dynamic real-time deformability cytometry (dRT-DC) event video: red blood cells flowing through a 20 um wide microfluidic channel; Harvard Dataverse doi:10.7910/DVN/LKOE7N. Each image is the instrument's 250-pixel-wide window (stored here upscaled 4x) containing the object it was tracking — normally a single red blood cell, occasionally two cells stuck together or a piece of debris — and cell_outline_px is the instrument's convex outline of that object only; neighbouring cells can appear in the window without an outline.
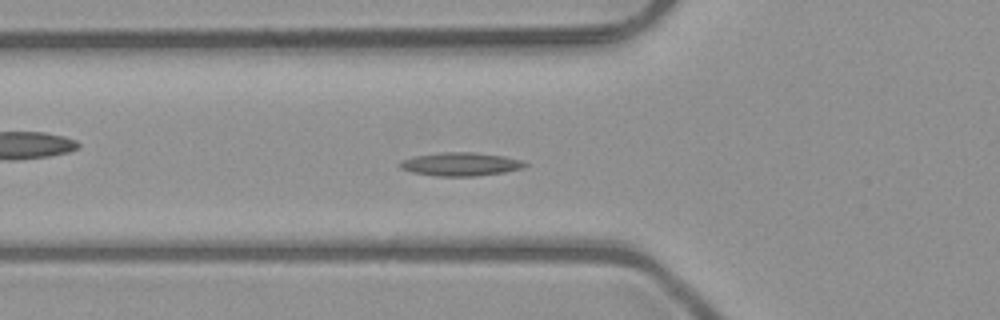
{"species": "common noctule bat (a hibernating species)", "species_latin": "Nyctalus noctula", "temperature_condition": "room temperature", "stored_images_in_passage": 53, "camera_frame_rate_fps": 3000, "um_per_image_px": 0.085, "animal": {"sex": "male", "body_mass_g": 23.1, "forearm_length_mm": 52.7}, "frame": {"image": 1, "passage_image": 19, "time_ms": 6.0, "image_size_px": [1000, 320], "cell_outline_px": [[528, 164], [524, 168], [504, 172], [476, 176], [436, 176], [412, 172], [400, 168], [400, 160], [412, 156], [440, 152], [476, 152], [504, 156], [524, 160]], "centroid_in_image_um": [39.17, 13.94], "position_along_channel_um": 86.6, "area_um2": 17.28}}
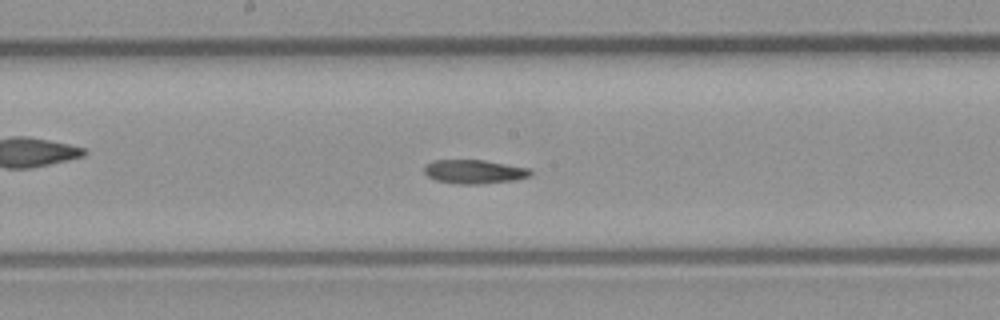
{"frame": {"image": 2, "passage_image": 28, "time_ms": 9.0, "image_size_px": [1000, 320], "cell_outline_px": [[532, 176], [516, 180], [480, 184], [456, 184], [436, 180], [428, 176], [424, 172], [424, 164], [432, 160], [484, 160], [532, 168]], "centroid_in_image_um": [40.34, 14.59], "position_along_channel_um": 207.9, "area_um2": 15.09}}
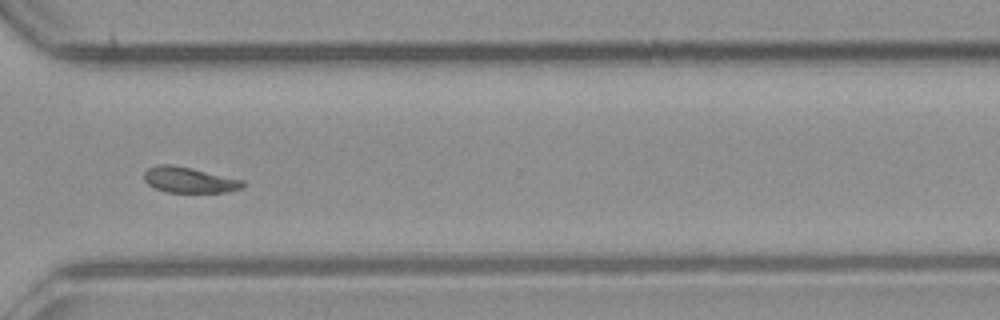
{"frame": {"image": 3, "passage_image": 39, "time_ms": 12.667, "image_size_px": [1000, 320], "cell_outline_px": [[244, 184], [240, 188], [228, 192], [164, 192], [148, 184], [144, 180], [144, 172], [148, 168], [156, 164], [172, 164], [192, 168], [244, 180]], "centroid_in_image_um": [16.05, 15.28], "position_along_channel_um": 354.6, "area_um2": 14.8}, "authors_computed_cell_mechanics": {"area_um2": 15.317, "velocity_mm_per_s": 4.0153, "shape_relaxation_time_tau1_ms": null, "shape_relaxation_time_tau2_ms": 1.6638, "deformation_change_tau1": null, "deformation_change_tau2": 0.0704}}